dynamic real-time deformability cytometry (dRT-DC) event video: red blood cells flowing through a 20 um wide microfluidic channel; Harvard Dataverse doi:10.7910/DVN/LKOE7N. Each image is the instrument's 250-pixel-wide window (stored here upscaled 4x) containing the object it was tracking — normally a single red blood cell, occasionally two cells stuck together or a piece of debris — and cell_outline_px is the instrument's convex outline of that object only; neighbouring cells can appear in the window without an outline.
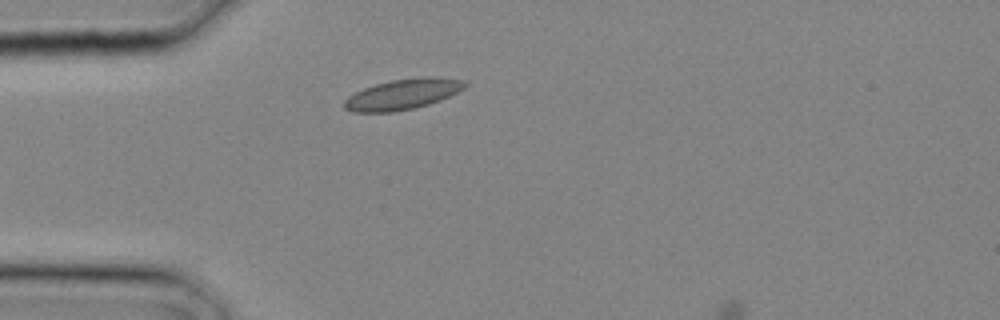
{"species": "common noctule bat (a hibernating species)", "species_latin": "Nyctalus noctula", "temperature_condition": "cold", "stored_images_in_passage": 1, "camera_frame_rate_fps": 3000, "um_per_image_px": 0.085, "animal": {"sex": "male", "body_mass_g": 20.4}, "frame": {"image": 1, "passage_image": 1, "time_ms": 0.0, "image_size_px": [1000, 320], "cell_outline_px": [[468, 84], [464, 88], [440, 100], [428, 104], [412, 108], [392, 112], [352, 112], [344, 108], [344, 100], [348, 96], [364, 88], [376, 84], [392, 80], [424, 76], [432, 76], [464, 80]], "centroid_in_image_um": [34.22, 8.0], "position_along_channel_um": 50.8, "area_um2": 21.27}}